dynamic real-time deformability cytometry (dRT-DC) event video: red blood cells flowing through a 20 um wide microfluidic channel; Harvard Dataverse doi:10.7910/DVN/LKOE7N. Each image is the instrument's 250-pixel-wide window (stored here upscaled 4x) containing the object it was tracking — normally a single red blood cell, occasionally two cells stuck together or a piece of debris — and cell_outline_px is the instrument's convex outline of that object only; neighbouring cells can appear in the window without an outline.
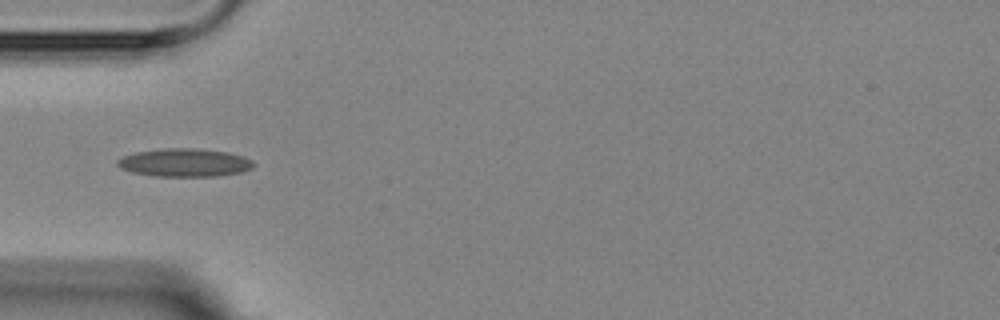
{"species": "Egyptian fruit bat (a non-hibernating species)", "species_latin": "Rousettus aegyptiacus", "temperature_condition": "room temperature", "stored_images_in_passage": 7, "camera_frame_rate_fps": 3000, "um_per_image_px": 0.085, "animal": {"sex": "female"}, "frame": {"image": 1, "passage_image": 5, "time_ms": 4.667, "image_size_px": [1000, 320], "cell_outline_px": [[256, 164], [252, 168], [244, 172], [216, 176], [156, 176], [132, 172], [120, 168], [116, 164], [116, 160], [124, 156], [136, 152], [164, 148], [196, 148], [228, 152], [252, 160]], "centroid_in_image_um": [15.7, 13.82], "position_along_channel_um": 69.3, "area_um2": 22.37}}
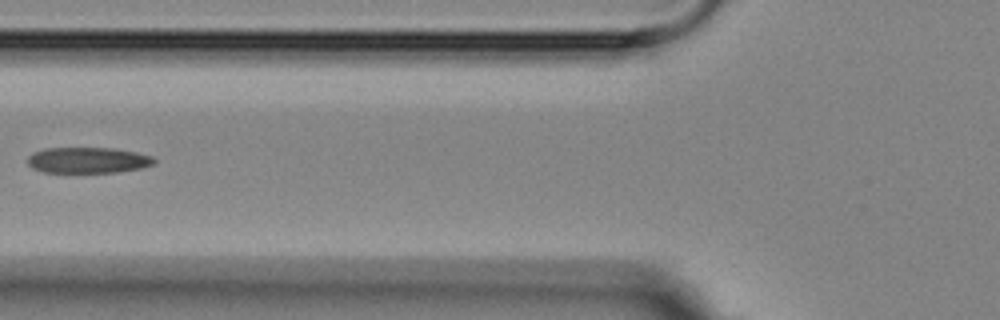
{"frame": {"image": 2, "passage_image": 6, "time_ms": 6.0, "image_size_px": [1000, 320], "cell_outline_px": [[156, 164], [140, 168], [116, 172], [44, 172], [32, 168], [28, 164], [28, 156], [32, 152], [44, 148], [116, 148], [136, 152], [152, 156], [156, 160]], "centroid_in_image_um": [7.48, 13.61], "position_along_channel_um": 118.3, "area_um2": 19.19}}
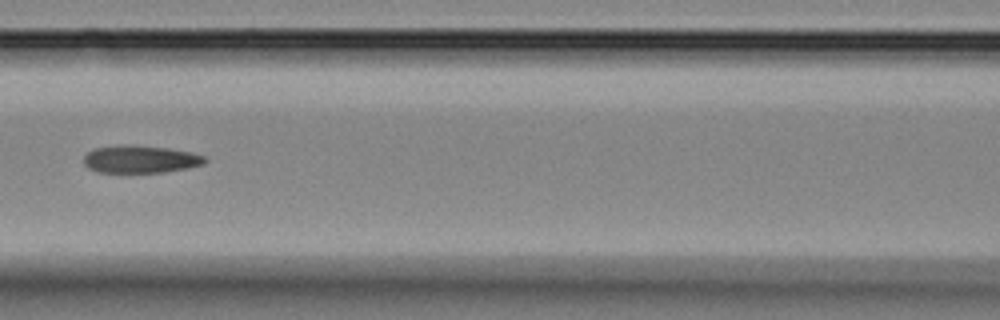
{"frame": {"image": 3, "passage_image": 7, "time_ms": 7.0, "image_size_px": [1000, 320], "cell_outline_px": [[208, 160], [204, 164], [188, 168], [164, 172], [96, 172], [88, 168], [84, 164], [84, 156], [92, 148], [120, 144], [132, 144], [168, 148], [192, 152], [204, 156]], "centroid_in_image_um": [11.92, 13.52], "position_along_channel_um": 154.7, "area_um2": 19.77}}